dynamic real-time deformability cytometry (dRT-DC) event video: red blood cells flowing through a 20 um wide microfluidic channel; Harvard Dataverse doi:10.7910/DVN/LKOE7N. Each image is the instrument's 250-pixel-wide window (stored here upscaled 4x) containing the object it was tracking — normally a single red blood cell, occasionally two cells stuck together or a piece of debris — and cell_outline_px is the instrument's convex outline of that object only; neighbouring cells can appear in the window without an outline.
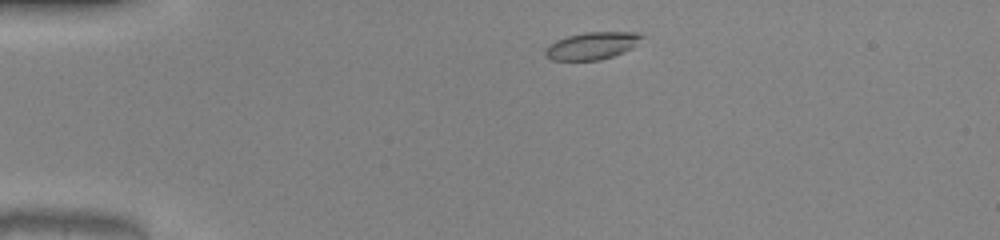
{"species": "common noctule bat (a hibernating species)", "species_latin": "Nyctalus noctula", "temperature_condition": "warm", "stored_images_in_passage": 43, "camera_frame_rate_fps": 3000, "um_per_image_px": 0.085, "animal": {"sex": "male", "body_mass_g": 20.0, "forearm_length_mm": 53.3}, "frame": {"image": 1, "passage_image": 3, "time_ms": 0.667, "image_size_px": [1000, 240], "cell_outline_px": [[644, 36], [632, 48], [624, 52], [600, 60], [552, 60], [544, 56], [544, 48], [548, 44], [556, 40], [568, 36], [588, 32], [636, 32]], "centroid_in_image_um": [50.28, 3.89], "position_along_channel_um": 34.7, "area_um2": 15.37}}
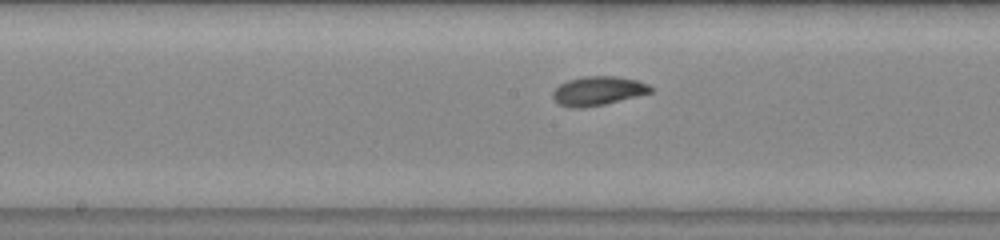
{"frame": {"image": 2, "passage_image": 19, "time_ms": 6.0, "image_size_px": [1000, 240], "cell_outline_px": [[652, 92], [604, 104], [584, 108], [572, 108], [560, 104], [552, 100], [552, 92], [560, 84], [568, 80], [584, 76], [616, 76], [636, 80], [648, 84], [652, 88]], "centroid_in_image_um": [50.79, 7.72], "position_along_channel_um": 197.4, "area_um2": 16.47}}
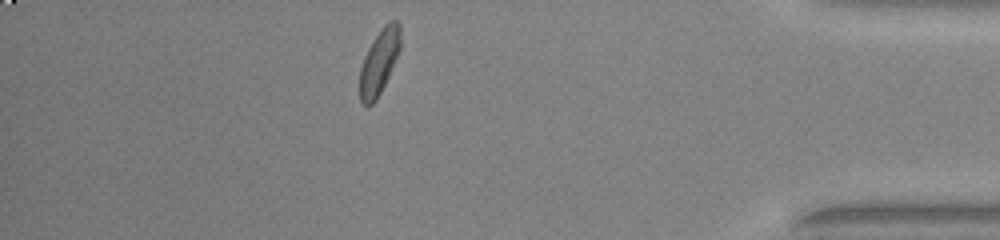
{"frame": {"image": 3, "passage_image": 37, "time_ms": 12.0, "image_size_px": [1000, 240], "cell_outline_px": [[400, 48], [392, 68], [376, 100], [368, 108], [364, 108], [360, 100], [360, 68], [364, 56], [372, 40], [384, 24], [388, 20], [396, 20], [400, 24]], "centroid_in_image_um": [32.22, 5.26], "position_along_channel_um": 403.0, "area_um2": 15.43}, "authors_computed_cell_mechanics": {"area_um2": 15.9528, "velocity_mm_per_s": 4.0602, "shape_relaxation_time_tau1_ms": 3.0431, "shape_relaxation_time_tau2_ms": 2.271, "deformation_change_tau1": 0.1423, "deformation_change_tau2": 0.0644}}